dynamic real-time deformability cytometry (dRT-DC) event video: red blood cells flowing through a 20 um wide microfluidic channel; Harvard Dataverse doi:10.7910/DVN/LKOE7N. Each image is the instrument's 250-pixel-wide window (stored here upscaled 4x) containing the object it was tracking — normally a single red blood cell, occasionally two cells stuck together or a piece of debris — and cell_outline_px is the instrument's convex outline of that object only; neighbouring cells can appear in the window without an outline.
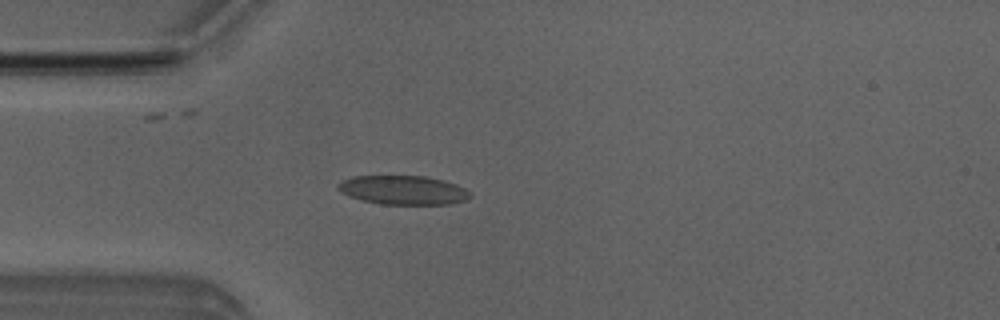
{"species": "Egyptian fruit bat (a non-hibernating species)", "species_latin": "Rousettus aegyptiacus", "temperature_condition": "room temperature", "stored_images_in_passage": 4, "camera_frame_rate_fps": 3000, "um_per_image_px": 0.085, "animal": {"sex": "male"}, "frame": {"image": 1, "passage_image": 4, "time_ms": 3.667, "image_size_px": [1000, 320], "cell_outline_px": [[472, 196], [468, 200], [452, 204], [380, 204], [348, 196], [340, 192], [336, 188], [336, 184], [352, 176], [424, 176], [444, 180], [456, 184], [464, 188]], "centroid_in_image_um": [34.27, 16.16], "position_along_channel_um": 50.7, "area_um2": 22.43}}